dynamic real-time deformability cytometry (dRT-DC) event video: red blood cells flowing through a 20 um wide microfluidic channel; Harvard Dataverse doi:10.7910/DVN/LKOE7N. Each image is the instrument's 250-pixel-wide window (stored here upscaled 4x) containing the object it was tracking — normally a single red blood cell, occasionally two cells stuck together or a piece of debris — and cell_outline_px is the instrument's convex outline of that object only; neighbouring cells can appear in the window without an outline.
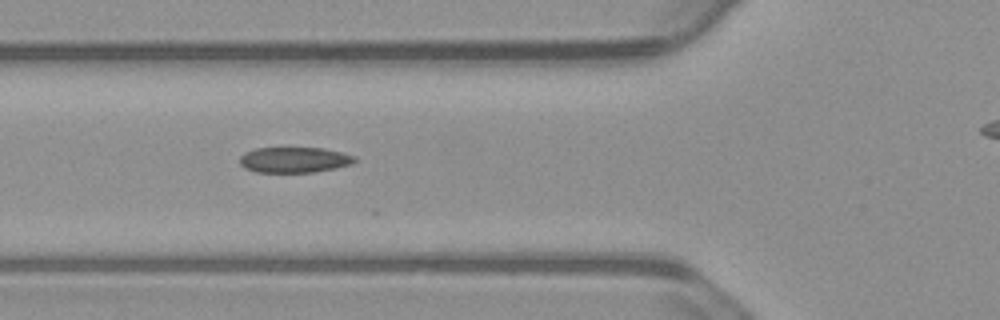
{"species": "common noctule bat (a hibernating species)", "species_latin": "Nyctalus noctula", "temperature_condition": "warm", "stored_images_in_passage": 32, "camera_frame_rate_fps": 3000, "um_per_image_px": 0.085, "animal": {"sex": "male", "body_mass_g": 23.1, "forearm_length_mm": 52.7}, "frame": {"image": 1, "passage_image": 4, "time_ms": 1.0, "image_size_px": [1000, 320], "cell_outline_px": [[356, 160], [352, 164], [336, 168], [312, 172], [256, 172], [244, 168], [240, 164], [240, 156], [244, 152], [256, 148], [324, 148], [356, 156]], "centroid_in_image_um": [25.0, 13.58], "position_along_channel_um": 100.8, "area_um2": 17.17}}
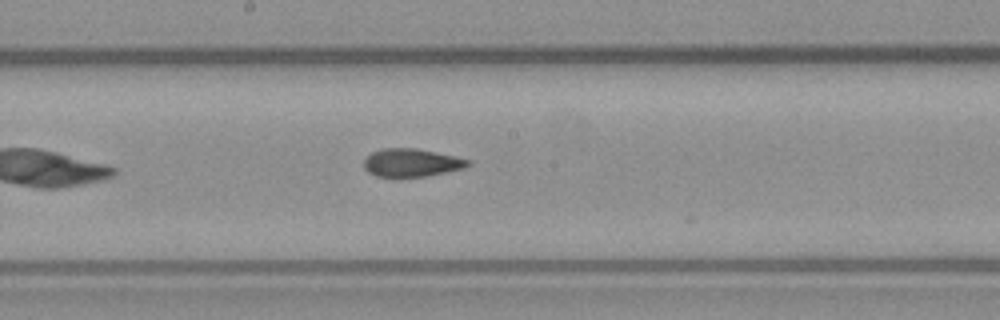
{"frame": {"image": 2, "passage_image": 13, "time_ms": 4.0, "image_size_px": [1000, 320], "cell_outline_px": [[472, 164], [464, 168], [424, 176], [400, 180], [376, 176], [368, 172], [364, 168], [364, 160], [372, 152], [384, 148], [416, 148], [472, 160]], "centroid_in_image_um": [34.95, 13.87], "position_along_channel_um": 213.3, "area_um2": 17.46}}
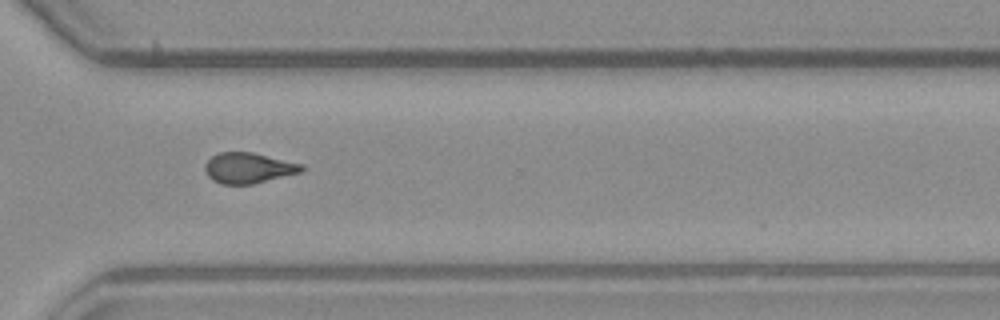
{"frame": {"image": 3, "passage_image": 24, "time_ms": 7.667, "image_size_px": [1000, 320], "cell_outline_px": [[304, 168], [300, 172], [252, 184], [220, 184], [212, 180], [208, 176], [204, 168], [204, 164], [212, 156], [220, 152], [252, 152], [304, 164]], "centroid_in_image_um": [21.09, 14.27], "position_along_channel_um": 349.5, "area_um2": 17.17}}